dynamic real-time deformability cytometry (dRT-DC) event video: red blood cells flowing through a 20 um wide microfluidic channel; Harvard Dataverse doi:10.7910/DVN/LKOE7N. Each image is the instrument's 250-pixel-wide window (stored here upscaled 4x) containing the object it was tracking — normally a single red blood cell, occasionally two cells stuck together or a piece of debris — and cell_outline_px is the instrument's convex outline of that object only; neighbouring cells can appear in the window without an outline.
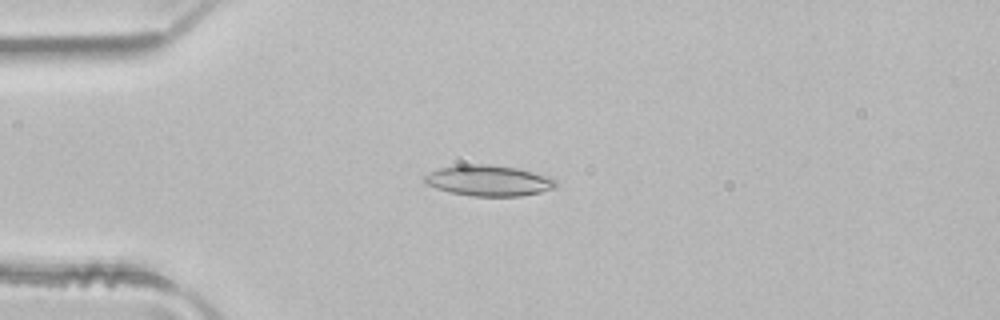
{"species": "common noctule bat (a hibernating species)", "species_latin": "Nyctalus noctula", "temperature_condition": "room temperature", "stored_images_in_passage": 4, "camera_frame_rate_fps": 3000, "um_per_image_px": 0.085, "animal": {"sex": "male", "body_mass_g": 21.5, "forearm_length_mm": 52.0}, "frame": {"image": 1, "passage_image": 2, "time_ms": 0.333, "image_size_px": [1000, 320], "cell_outline_px": [[556, 188], [540, 192], [520, 196], [472, 196], [452, 192], [436, 188], [424, 184], [424, 176], [440, 168], [456, 164], [480, 164], [516, 168], [548, 176], [556, 180]], "centroid_in_image_um": [41.52, 15.35], "position_along_channel_um": 43.5, "area_um2": 23.35}}
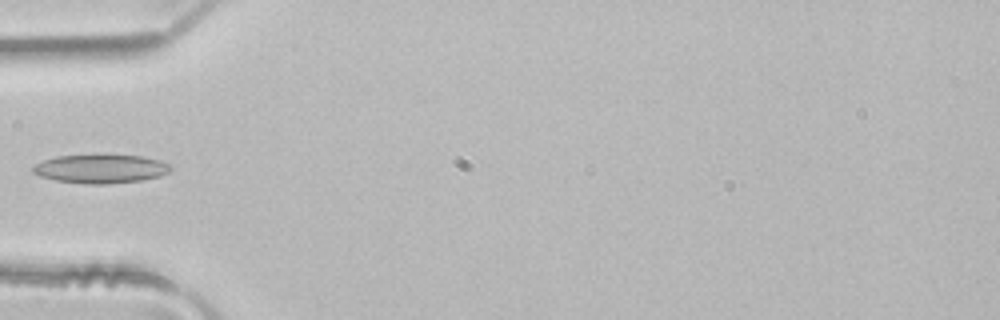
{"frame": {"image": 2, "passage_image": 3, "time_ms": 0.667, "image_size_px": [1000, 320], "cell_outline_px": [[172, 168], [168, 172], [160, 176], [140, 180], [108, 184], [88, 184], [56, 180], [40, 176], [32, 172], [32, 168], [36, 164], [44, 160], [56, 156], [140, 156], [160, 160], [168, 164]], "centroid_in_image_um": [8.55, 14.36], "position_along_channel_um": 76.4, "area_um2": 22.54}}
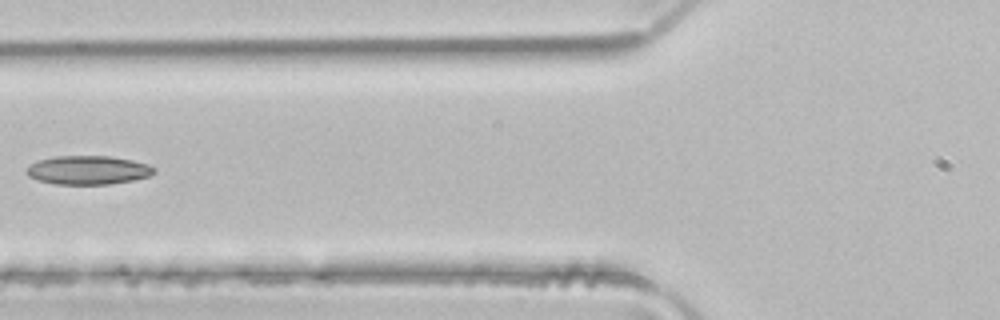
{"frame": {"image": 3, "passage_image": 4, "time_ms": 1.0, "image_size_px": [1000, 320], "cell_outline_px": [[156, 172], [148, 176], [132, 180], [108, 184], [56, 184], [36, 180], [28, 176], [24, 172], [36, 160], [56, 156], [108, 156], [132, 160], [148, 164], [156, 168]], "centroid_in_image_um": [7.46, 14.45], "position_along_channel_um": 118.3, "area_um2": 21.39}}